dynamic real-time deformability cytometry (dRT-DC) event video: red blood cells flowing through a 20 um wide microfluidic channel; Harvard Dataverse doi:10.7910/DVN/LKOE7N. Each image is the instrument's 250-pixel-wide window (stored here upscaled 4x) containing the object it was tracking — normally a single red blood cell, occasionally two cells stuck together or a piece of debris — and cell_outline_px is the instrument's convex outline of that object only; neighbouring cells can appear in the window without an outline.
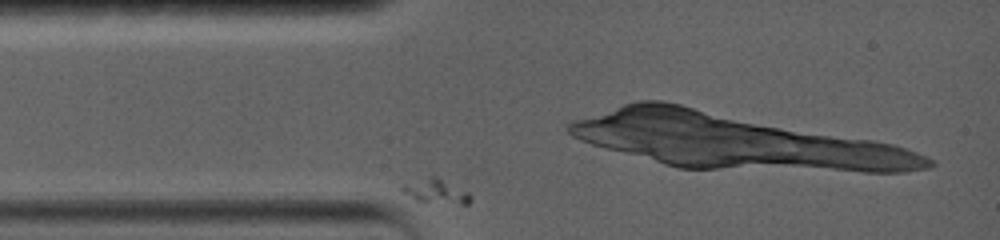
{"species": "common noctule bat (a hibernating species)", "species_latin": "Nyctalus noctula", "temperature_condition": "warm", "stored_images_in_passage": 13, "camera_frame_rate_fps": 5000, "um_per_image_px": 0.085, "animal": {"sex": "female", "body_mass_g": 19.0, "forearm_length_mm": 56.7}, "frame": {"image": 1, "passage_image": 1, "time_ms": 0.0, "image_size_px": [1000, 240], "cell_outline_px": [[472, 200], [468, 204], [460, 204], [416, 200], [404, 192], [400, 188], [404, 184], [432, 172], [468, 192], [472, 196]], "centroid_in_image_um": [37.07, 16.18], "position_along_channel_um": 47.9, "area_um2": 10.0}}